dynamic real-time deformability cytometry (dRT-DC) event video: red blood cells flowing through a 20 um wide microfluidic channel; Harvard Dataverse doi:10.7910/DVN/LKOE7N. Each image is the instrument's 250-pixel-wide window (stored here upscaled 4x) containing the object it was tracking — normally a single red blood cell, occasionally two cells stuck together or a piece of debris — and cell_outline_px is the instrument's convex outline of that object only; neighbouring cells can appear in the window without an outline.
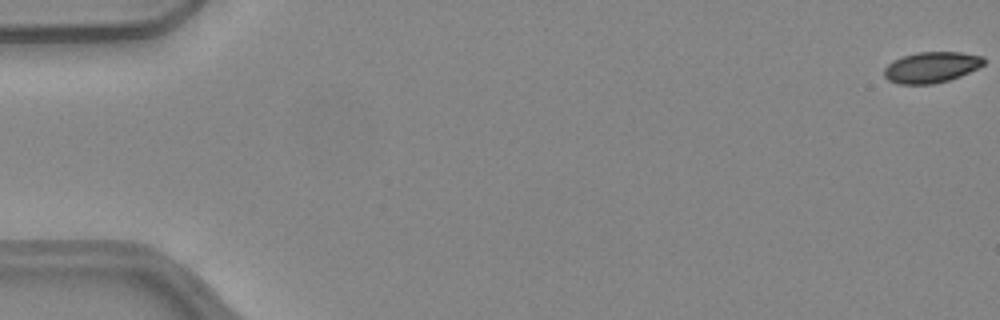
{"species": "common noctule bat (a hibernating species)", "species_latin": "Nyctalus noctula", "temperature_condition": "warm", "stored_images_in_passage": 52, "camera_frame_rate_fps": 3000, "um_per_image_px": 0.085, "animal": {"sex": "female", "body_mass_g": 24.6, "forearm_length_mm": 56.2}, "frame": {"image": 1, "passage_image": 1, "time_ms": 0.0, "image_size_px": [1000, 320], "cell_outline_px": [[984, 64], [960, 76], [948, 80], [932, 84], [900, 84], [888, 80], [884, 76], [884, 68], [892, 60], [916, 52], [960, 52], [984, 56]], "centroid_in_image_um": [79.14, 5.71], "position_along_channel_um": 5.9, "area_um2": 17.86}}
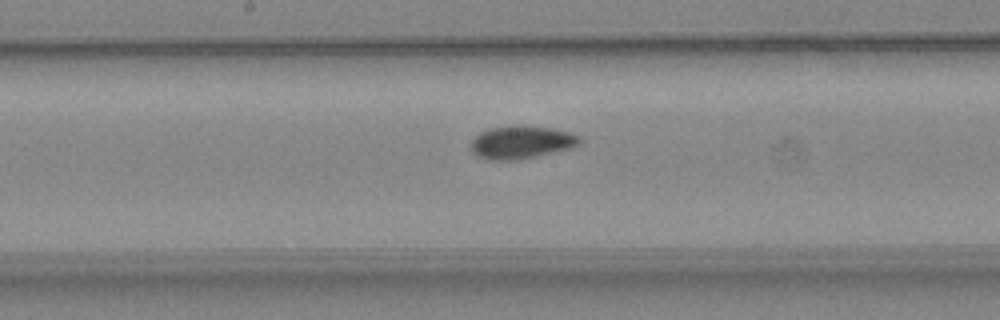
{"frame": {"image": 2, "passage_image": 28, "time_ms": 9.0, "image_size_px": [1000, 320], "cell_outline_px": [[580, 140], [572, 148], [536, 156], [516, 160], [488, 160], [476, 156], [472, 152], [472, 140], [480, 132], [488, 128], [512, 124], [516, 124], [552, 128], [568, 132], [580, 136]], "centroid_in_image_um": [44.27, 12.08], "position_along_channel_um": 203.9, "area_um2": 20.98}}
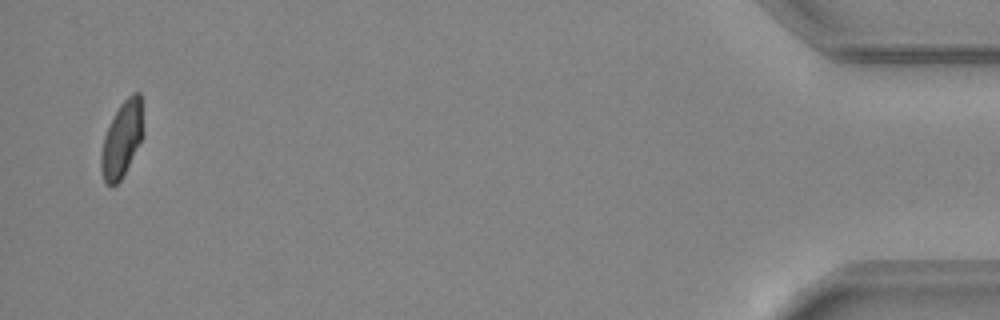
{"frame": {"image": 3, "passage_image": 51, "time_ms": 16.667, "image_size_px": [1000, 320], "cell_outline_px": [[144, 136], [120, 180], [112, 188], [104, 180], [100, 168], [100, 156], [104, 136], [120, 104], [132, 92], [140, 92], [144, 132]], "centroid_in_image_um": [10.38, 11.83], "position_along_channel_um": 424.8, "area_um2": 18.55}, "authors_computed_cell_mechanics": {"area_um2": 19.3919, "velocity_mm_per_s": 4.0257, "shape_relaxation_time_tau1_ms": 9.0893, "shape_relaxation_time_tau2_ms": 2.6986, "deformation_change_tau1": 0.187, "deformation_change_tau2": 0.0563}}